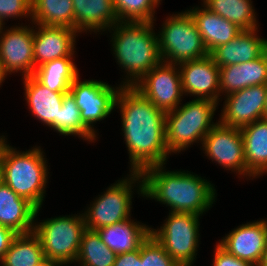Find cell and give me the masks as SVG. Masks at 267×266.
Returning <instances> with one entry per match:
<instances>
[{
	"label": "cell",
	"instance_id": "obj_41",
	"mask_svg": "<svg viewBox=\"0 0 267 266\" xmlns=\"http://www.w3.org/2000/svg\"><path fill=\"white\" fill-rule=\"evenodd\" d=\"M265 90H266V101H265L263 118L267 120V83L265 84Z\"/></svg>",
	"mask_w": 267,
	"mask_h": 266
},
{
	"label": "cell",
	"instance_id": "obj_2",
	"mask_svg": "<svg viewBox=\"0 0 267 266\" xmlns=\"http://www.w3.org/2000/svg\"><path fill=\"white\" fill-rule=\"evenodd\" d=\"M166 166L145 168L142 174L143 196L169 207V212L202 216L216 201L215 185L204 177L185 170H165Z\"/></svg>",
	"mask_w": 267,
	"mask_h": 266
},
{
	"label": "cell",
	"instance_id": "obj_23",
	"mask_svg": "<svg viewBox=\"0 0 267 266\" xmlns=\"http://www.w3.org/2000/svg\"><path fill=\"white\" fill-rule=\"evenodd\" d=\"M201 34L202 41L209 54L218 46L233 40L243 30L236 24L210 11L202 3L188 9Z\"/></svg>",
	"mask_w": 267,
	"mask_h": 266
},
{
	"label": "cell",
	"instance_id": "obj_19",
	"mask_svg": "<svg viewBox=\"0 0 267 266\" xmlns=\"http://www.w3.org/2000/svg\"><path fill=\"white\" fill-rule=\"evenodd\" d=\"M258 28L243 30L233 40L216 47L209 55L218 67L246 63L267 51V39L261 38Z\"/></svg>",
	"mask_w": 267,
	"mask_h": 266
},
{
	"label": "cell",
	"instance_id": "obj_9",
	"mask_svg": "<svg viewBox=\"0 0 267 266\" xmlns=\"http://www.w3.org/2000/svg\"><path fill=\"white\" fill-rule=\"evenodd\" d=\"M200 217L191 213L169 212L160 228L150 229V234L180 266H192L196 260Z\"/></svg>",
	"mask_w": 267,
	"mask_h": 266
},
{
	"label": "cell",
	"instance_id": "obj_21",
	"mask_svg": "<svg viewBox=\"0 0 267 266\" xmlns=\"http://www.w3.org/2000/svg\"><path fill=\"white\" fill-rule=\"evenodd\" d=\"M36 210L4 182L0 185V225L17 234L33 232Z\"/></svg>",
	"mask_w": 267,
	"mask_h": 266
},
{
	"label": "cell",
	"instance_id": "obj_3",
	"mask_svg": "<svg viewBox=\"0 0 267 266\" xmlns=\"http://www.w3.org/2000/svg\"><path fill=\"white\" fill-rule=\"evenodd\" d=\"M155 22H118L109 30L113 56L124 70L122 86L132 87L162 60ZM113 31V32H112Z\"/></svg>",
	"mask_w": 267,
	"mask_h": 266
},
{
	"label": "cell",
	"instance_id": "obj_4",
	"mask_svg": "<svg viewBox=\"0 0 267 266\" xmlns=\"http://www.w3.org/2000/svg\"><path fill=\"white\" fill-rule=\"evenodd\" d=\"M44 154L40 146L20 151L8 144L1 158L3 182L37 209L42 208L50 174Z\"/></svg>",
	"mask_w": 267,
	"mask_h": 266
},
{
	"label": "cell",
	"instance_id": "obj_36",
	"mask_svg": "<svg viewBox=\"0 0 267 266\" xmlns=\"http://www.w3.org/2000/svg\"><path fill=\"white\" fill-rule=\"evenodd\" d=\"M113 266H141L140 247L135 251L117 254Z\"/></svg>",
	"mask_w": 267,
	"mask_h": 266
},
{
	"label": "cell",
	"instance_id": "obj_29",
	"mask_svg": "<svg viewBox=\"0 0 267 266\" xmlns=\"http://www.w3.org/2000/svg\"><path fill=\"white\" fill-rule=\"evenodd\" d=\"M44 258L39 237L34 233L18 234L0 261V266H33Z\"/></svg>",
	"mask_w": 267,
	"mask_h": 266
},
{
	"label": "cell",
	"instance_id": "obj_1",
	"mask_svg": "<svg viewBox=\"0 0 267 266\" xmlns=\"http://www.w3.org/2000/svg\"><path fill=\"white\" fill-rule=\"evenodd\" d=\"M115 107L120 109L121 130L129 154V172L166 165V112L155 107L133 87L122 86Z\"/></svg>",
	"mask_w": 267,
	"mask_h": 266
},
{
	"label": "cell",
	"instance_id": "obj_43",
	"mask_svg": "<svg viewBox=\"0 0 267 266\" xmlns=\"http://www.w3.org/2000/svg\"><path fill=\"white\" fill-rule=\"evenodd\" d=\"M6 77L3 75V73H2V71H1V68H0V85L2 86V83H4V80H6L5 79ZM0 86V87H1Z\"/></svg>",
	"mask_w": 267,
	"mask_h": 266
},
{
	"label": "cell",
	"instance_id": "obj_26",
	"mask_svg": "<svg viewBox=\"0 0 267 266\" xmlns=\"http://www.w3.org/2000/svg\"><path fill=\"white\" fill-rule=\"evenodd\" d=\"M74 57L48 61L36 68L33 76L54 92H69L73 81L80 76Z\"/></svg>",
	"mask_w": 267,
	"mask_h": 266
},
{
	"label": "cell",
	"instance_id": "obj_34",
	"mask_svg": "<svg viewBox=\"0 0 267 266\" xmlns=\"http://www.w3.org/2000/svg\"><path fill=\"white\" fill-rule=\"evenodd\" d=\"M32 17V0H0V26L5 20Z\"/></svg>",
	"mask_w": 267,
	"mask_h": 266
},
{
	"label": "cell",
	"instance_id": "obj_10",
	"mask_svg": "<svg viewBox=\"0 0 267 266\" xmlns=\"http://www.w3.org/2000/svg\"><path fill=\"white\" fill-rule=\"evenodd\" d=\"M200 149L209 160L223 166L224 170L238 174V178L247 177L248 180L256 178L246 167L240 129L222 125L218 121L204 137Z\"/></svg>",
	"mask_w": 267,
	"mask_h": 266
},
{
	"label": "cell",
	"instance_id": "obj_31",
	"mask_svg": "<svg viewBox=\"0 0 267 266\" xmlns=\"http://www.w3.org/2000/svg\"><path fill=\"white\" fill-rule=\"evenodd\" d=\"M58 133L64 136H77L83 141L96 142L98 138L82 121L81 111L70 92L63 98L62 108L58 114ZM95 141V142H94Z\"/></svg>",
	"mask_w": 267,
	"mask_h": 266
},
{
	"label": "cell",
	"instance_id": "obj_17",
	"mask_svg": "<svg viewBox=\"0 0 267 266\" xmlns=\"http://www.w3.org/2000/svg\"><path fill=\"white\" fill-rule=\"evenodd\" d=\"M33 48L35 67L62 57H74L78 33L71 28L34 24ZM35 27V29H34Z\"/></svg>",
	"mask_w": 267,
	"mask_h": 266
},
{
	"label": "cell",
	"instance_id": "obj_27",
	"mask_svg": "<svg viewBox=\"0 0 267 266\" xmlns=\"http://www.w3.org/2000/svg\"><path fill=\"white\" fill-rule=\"evenodd\" d=\"M31 22L75 30L73 0H32Z\"/></svg>",
	"mask_w": 267,
	"mask_h": 266
},
{
	"label": "cell",
	"instance_id": "obj_13",
	"mask_svg": "<svg viewBox=\"0 0 267 266\" xmlns=\"http://www.w3.org/2000/svg\"><path fill=\"white\" fill-rule=\"evenodd\" d=\"M132 87L164 112L175 110L184 98L179 66L163 61Z\"/></svg>",
	"mask_w": 267,
	"mask_h": 266
},
{
	"label": "cell",
	"instance_id": "obj_14",
	"mask_svg": "<svg viewBox=\"0 0 267 266\" xmlns=\"http://www.w3.org/2000/svg\"><path fill=\"white\" fill-rule=\"evenodd\" d=\"M223 99L225 101L218 119L222 125L242 129L263 118L265 85L244 88L226 95Z\"/></svg>",
	"mask_w": 267,
	"mask_h": 266
},
{
	"label": "cell",
	"instance_id": "obj_28",
	"mask_svg": "<svg viewBox=\"0 0 267 266\" xmlns=\"http://www.w3.org/2000/svg\"><path fill=\"white\" fill-rule=\"evenodd\" d=\"M210 11L236 24L242 30L259 28L252 0H201Z\"/></svg>",
	"mask_w": 267,
	"mask_h": 266
},
{
	"label": "cell",
	"instance_id": "obj_24",
	"mask_svg": "<svg viewBox=\"0 0 267 266\" xmlns=\"http://www.w3.org/2000/svg\"><path fill=\"white\" fill-rule=\"evenodd\" d=\"M151 226L133 219L117 222L96 230L102 242L116 254L137 250L150 235Z\"/></svg>",
	"mask_w": 267,
	"mask_h": 266
},
{
	"label": "cell",
	"instance_id": "obj_12",
	"mask_svg": "<svg viewBox=\"0 0 267 266\" xmlns=\"http://www.w3.org/2000/svg\"><path fill=\"white\" fill-rule=\"evenodd\" d=\"M29 25L0 26V68L6 77L19 73L22 78L34 74L36 67L33 48V23ZM4 30V31H3Z\"/></svg>",
	"mask_w": 267,
	"mask_h": 266
},
{
	"label": "cell",
	"instance_id": "obj_8",
	"mask_svg": "<svg viewBox=\"0 0 267 266\" xmlns=\"http://www.w3.org/2000/svg\"><path fill=\"white\" fill-rule=\"evenodd\" d=\"M157 34L159 54L163 62L178 65L209 55L188 10L167 16Z\"/></svg>",
	"mask_w": 267,
	"mask_h": 266
},
{
	"label": "cell",
	"instance_id": "obj_33",
	"mask_svg": "<svg viewBox=\"0 0 267 266\" xmlns=\"http://www.w3.org/2000/svg\"><path fill=\"white\" fill-rule=\"evenodd\" d=\"M141 266H180L150 234L140 245Z\"/></svg>",
	"mask_w": 267,
	"mask_h": 266
},
{
	"label": "cell",
	"instance_id": "obj_15",
	"mask_svg": "<svg viewBox=\"0 0 267 266\" xmlns=\"http://www.w3.org/2000/svg\"><path fill=\"white\" fill-rule=\"evenodd\" d=\"M183 95L220 104V67L207 57L178 64Z\"/></svg>",
	"mask_w": 267,
	"mask_h": 266
},
{
	"label": "cell",
	"instance_id": "obj_5",
	"mask_svg": "<svg viewBox=\"0 0 267 266\" xmlns=\"http://www.w3.org/2000/svg\"><path fill=\"white\" fill-rule=\"evenodd\" d=\"M220 104L211 100L193 99L166 112V146L169 154L181 153L193 144H202L204 137L218 123L213 121Z\"/></svg>",
	"mask_w": 267,
	"mask_h": 266
},
{
	"label": "cell",
	"instance_id": "obj_6",
	"mask_svg": "<svg viewBox=\"0 0 267 266\" xmlns=\"http://www.w3.org/2000/svg\"><path fill=\"white\" fill-rule=\"evenodd\" d=\"M128 173L87 206L88 209L82 213L86 229L96 231L131 218L133 188L135 191L137 188V194L143 196V180L141 172Z\"/></svg>",
	"mask_w": 267,
	"mask_h": 266
},
{
	"label": "cell",
	"instance_id": "obj_37",
	"mask_svg": "<svg viewBox=\"0 0 267 266\" xmlns=\"http://www.w3.org/2000/svg\"><path fill=\"white\" fill-rule=\"evenodd\" d=\"M17 235L18 234L11 229L0 225V261Z\"/></svg>",
	"mask_w": 267,
	"mask_h": 266
},
{
	"label": "cell",
	"instance_id": "obj_42",
	"mask_svg": "<svg viewBox=\"0 0 267 266\" xmlns=\"http://www.w3.org/2000/svg\"><path fill=\"white\" fill-rule=\"evenodd\" d=\"M3 183V166L0 160V185Z\"/></svg>",
	"mask_w": 267,
	"mask_h": 266
},
{
	"label": "cell",
	"instance_id": "obj_16",
	"mask_svg": "<svg viewBox=\"0 0 267 266\" xmlns=\"http://www.w3.org/2000/svg\"><path fill=\"white\" fill-rule=\"evenodd\" d=\"M216 243L227 253L258 266L267 244V218L241 224Z\"/></svg>",
	"mask_w": 267,
	"mask_h": 266
},
{
	"label": "cell",
	"instance_id": "obj_35",
	"mask_svg": "<svg viewBox=\"0 0 267 266\" xmlns=\"http://www.w3.org/2000/svg\"><path fill=\"white\" fill-rule=\"evenodd\" d=\"M213 254V266H252L249 263L227 253L218 244L215 245V251Z\"/></svg>",
	"mask_w": 267,
	"mask_h": 266
},
{
	"label": "cell",
	"instance_id": "obj_20",
	"mask_svg": "<svg viewBox=\"0 0 267 266\" xmlns=\"http://www.w3.org/2000/svg\"><path fill=\"white\" fill-rule=\"evenodd\" d=\"M75 31L80 33H108L120 22L113 0H73ZM102 31V32H101Z\"/></svg>",
	"mask_w": 267,
	"mask_h": 266
},
{
	"label": "cell",
	"instance_id": "obj_38",
	"mask_svg": "<svg viewBox=\"0 0 267 266\" xmlns=\"http://www.w3.org/2000/svg\"><path fill=\"white\" fill-rule=\"evenodd\" d=\"M33 266H63L60 262L44 257L36 265Z\"/></svg>",
	"mask_w": 267,
	"mask_h": 266
},
{
	"label": "cell",
	"instance_id": "obj_18",
	"mask_svg": "<svg viewBox=\"0 0 267 266\" xmlns=\"http://www.w3.org/2000/svg\"><path fill=\"white\" fill-rule=\"evenodd\" d=\"M24 97L31 115L58 133V114L64 95L68 92H54L41 84L33 75L24 77Z\"/></svg>",
	"mask_w": 267,
	"mask_h": 266
},
{
	"label": "cell",
	"instance_id": "obj_39",
	"mask_svg": "<svg viewBox=\"0 0 267 266\" xmlns=\"http://www.w3.org/2000/svg\"><path fill=\"white\" fill-rule=\"evenodd\" d=\"M8 141H7V138L2 135L0 136V160L2 158V154H3V151H4V148L8 145Z\"/></svg>",
	"mask_w": 267,
	"mask_h": 266
},
{
	"label": "cell",
	"instance_id": "obj_11",
	"mask_svg": "<svg viewBox=\"0 0 267 266\" xmlns=\"http://www.w3.org/2000/svg\"><path fill=\"white\" fill-rule=\"evenodd\" d=\"M121 87V84L113 87L107 82L95 79L81 81L79 76L71 84L69 92L81 111V119L96 136L98 133L94 126L114 111Z\"/></svg>",
	"mask_w": 267,
	"mask_h": 266
},
{
	"label": "cell",
	"instance_id": "obj_25",
	"mask_svg": "<svg viewBox=\"0 0 267 266\" xmlns=\"http://www.w3.org/2000/svg\"><path fill=\"white\" fill-rule=\"evenodd\" d=\"M247 169L256 177L267 173V120L262 118L240 129Z\"/></svg>",
	"mask_w": 267,
	"mask_h": 266
},
{
	"label": "cell",
	"instance_id": "obj_22",
	"mask_svg": "<svg viewBox=\"0 0 267 266\" xmlns=\"http://www.w3.org/2000/svg\"><path fill=\"white\" fill-rule=\"evenodd\" d=\"M267 83V51L246 63L220 67V96Z\"/></svg>",
	"mask_w": 267,
	"mask_h": 266
},
{
	"label": "cell",
	"instance_id": "obj_32",
	"mask_svg": "<svg viewBox=\"0 0 267 266\" xmlns=\"http://www.w3.org/2000/svg\"><path fill=\"white\" fill-rule=\"evenodd\" d=\"M120 22H154L158 0H113Z\"/></svg>",
	"mask_w": 267,
	"mask_h": 266
},
{
	"label": "cell",
	"instance_id": "obj_7",
	"mask_svg": "<svg viewBox=\"0 0 267 266\" xmlns=\"http://www.w3.org/2000/svg\"><path fill=\"white\" fill-rule=\"evenodd\" d=\"M40 210H36L33 232L41 241L44 257L58 261L63 266L75 264L81 238L86 230L82 213L51 217L38 222Z\"/></svg>",
	"mask_w": 267,
	"mask_h": 266
},
{
	"label": "cell",
	"instance_id": "obj_40",
	"mask_svg": "<svg viewBox=\"0 0 267 266\" xmlns=\"http://www.w3.org/2000/svg\"><path fill=\"white\" fill-rule=\"evenodd\" d=\"M258 266H267V244H266L265 250L263 252L262 259H261Z\"/></svg>",
	"mask_w": 267,
	"mask_h": 266
},
{
	"label": "cell",
	"instance_id": "obj_30",
	"mask_svg": "<svg viewBox=\"0 0 267 266\" xmlns=\"http://www.w3.org/2000/svg\"><path fill=\"white\" fill-rule=\"evenodd\" d=\"M116 253L109 249L97 231L86 229L75 261L78 266H113Z\"/></svg>",
	"mask_w": 267,
	"mask_h": 266
}]
</instances>
